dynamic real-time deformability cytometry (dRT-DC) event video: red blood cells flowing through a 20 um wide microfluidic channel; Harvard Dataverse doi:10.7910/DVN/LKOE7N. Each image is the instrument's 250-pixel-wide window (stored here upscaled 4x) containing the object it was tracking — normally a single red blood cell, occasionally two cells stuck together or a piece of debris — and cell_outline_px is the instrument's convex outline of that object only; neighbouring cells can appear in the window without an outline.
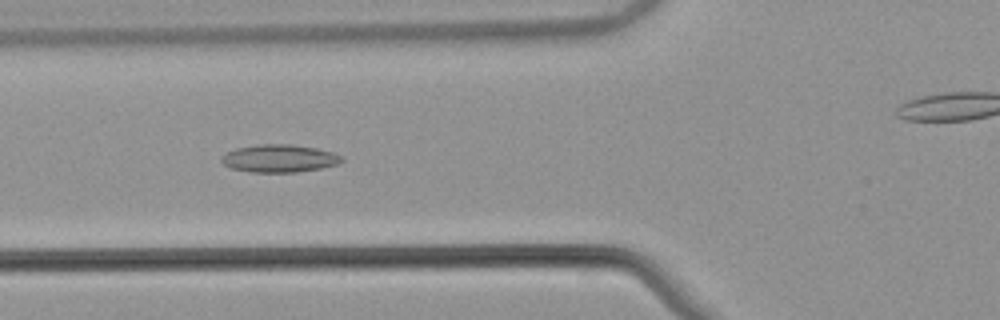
{"species": "common noctule bat (a hibernating species)", "species_latin": "Nyctalus noctula", "temperature_condition": "warm", "stored_images_in_passage": 55, "camera_frame_rate_fps": 3000, "um_per_image_px": 0.085, "animal": {"sex": "male", "body_mass_g": 21.5, "forearm_length_mm": 52.0}, "frame": {"image": 1, "passage_image": 21, "time_ms": 6.667, "image_size_px": [1000, 320], "cell_outline_px": [[344, 160], [336, 164], [320, 168], [296, 172], [252, 172], [232, 168], [224, 164], [220, 160], [228, 152], [236, 148], [260, 144], [292, 144], [316, 148], [332, 152], [344, 156]], "centroid_in_image_um": [23.77, 13.46], "position_along_channel_um": 102.0, "area_um2": 19.25}}
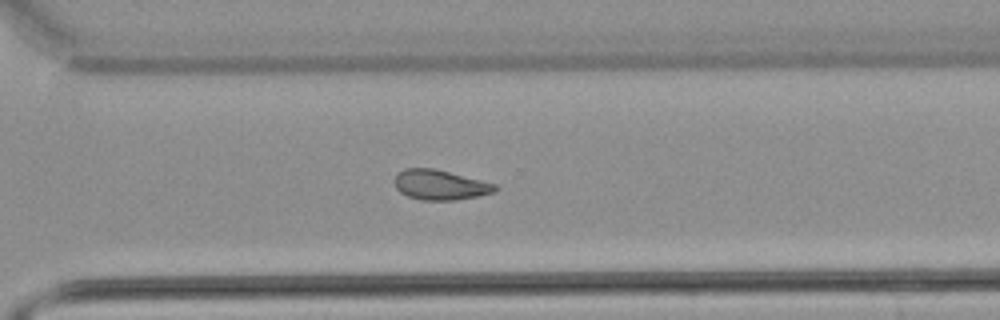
{"frame": {"image": 2, "passage_image": 39, "time_ms": 12.667, "image_size_px": [1000, 320], "cell_outline_px": [[500, 188], [496, 192], [456, 200], [420, 200], [408, 196], [400, 192], [396, 188], [396, 172], [404, 168], [436, 168], [496, 184]], "centroid_in_image_um": [37.43, 15.71], "position_along_channel_um": 333.2, "area_um2": 17.69}}
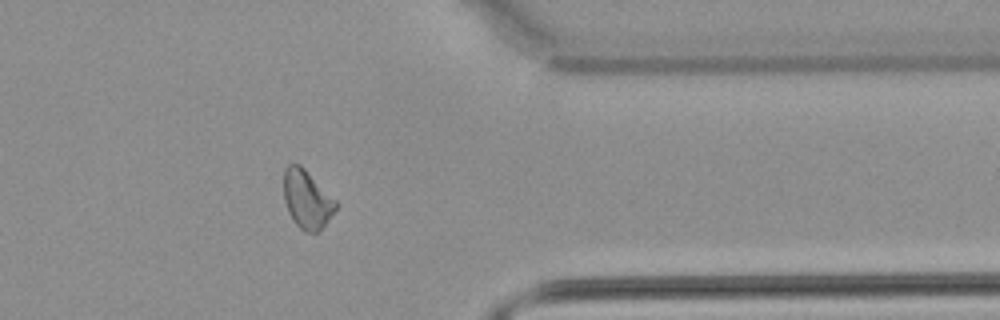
{"frame": {"image": 3, "passage_image": 44, "time_ms": 14.333, "image_size_px": [1000, 320], "cell_outline_px": [[336, 208], [324, 224], [316, 232], [304, 232], [292, 220], [288, 212], [284, 200], [284, 168], [288, 164], [300, 164], [336, 200]], "centroid_in_image_um": [26.05, 16.92], "position_along_channel_um": 385.3, "area_um2": 17.46}, "authors_computed_cell_mechanics": {"area_um2": 18.6694, "velocity_mm_per_s": 3.8536, "shape_relaxation_time_tau1_ms": null, "shape_relaxation_time_tau2_ms": 4.9846, "deformation_change_tau1": null, "deformation_change_tau2": 0.1181}}